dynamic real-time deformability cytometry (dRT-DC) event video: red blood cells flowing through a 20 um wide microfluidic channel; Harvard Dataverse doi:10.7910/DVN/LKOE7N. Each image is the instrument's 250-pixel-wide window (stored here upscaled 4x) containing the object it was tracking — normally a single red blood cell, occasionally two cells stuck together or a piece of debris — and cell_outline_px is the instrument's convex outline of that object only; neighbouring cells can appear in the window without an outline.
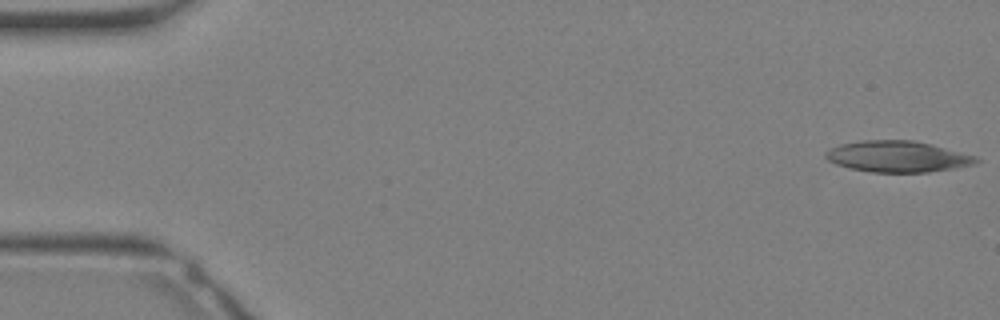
{"species": "Egyptian fruit bat (a non-hibernating species)", "species_latin": "Rousettus aegyptiacus", "temperature_condition": "warm", "stored_images_in_passage": 10, "camera_frame_rate_fps": 3000, "um_per_image_px": 0.085, "animal": {"sex": "female"}, "frame": {"image": 1, "passage_image": 1, "time_ms": 0.0, "image_size_px": [1000, 320], "cell_outline_px": [[980, 160], [976, 164], [956, 168], [928, 172], [872, 172], [852, 168], [836, 164], [828, 160], [824, 156], [824, 152], [840, 144], [864, 140], [912, 140], [976, 156]], "centroid_in_image_um": [76.29, 13.31], "position_along_channel_um": 8.7, "area_um2": 27.05}}
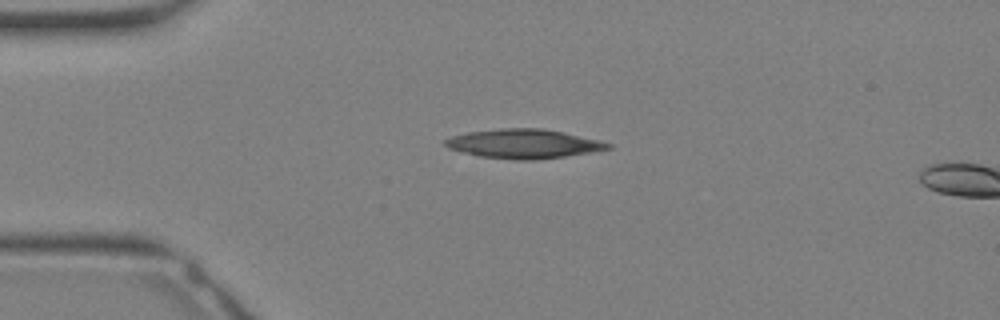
{"frame": {"image": 2, "passage_image": 8, "time_ms": 2.333, "image_size_px": [1000, 320], "cell_outline_px": [[612, 148], [592, 152], [564, 156], [532, 160], [520, 160], [480, 156], [448, 148], [444, 144], [444, 140], [452, 136], [468, 132], [500, 128], [544, 128], [564, 132], [600, 140], [612, 144]], "centroid_in_image_um": [44.54, 12.21], "position_along_channel_um": 40.5, "area_um2": 27.57}}